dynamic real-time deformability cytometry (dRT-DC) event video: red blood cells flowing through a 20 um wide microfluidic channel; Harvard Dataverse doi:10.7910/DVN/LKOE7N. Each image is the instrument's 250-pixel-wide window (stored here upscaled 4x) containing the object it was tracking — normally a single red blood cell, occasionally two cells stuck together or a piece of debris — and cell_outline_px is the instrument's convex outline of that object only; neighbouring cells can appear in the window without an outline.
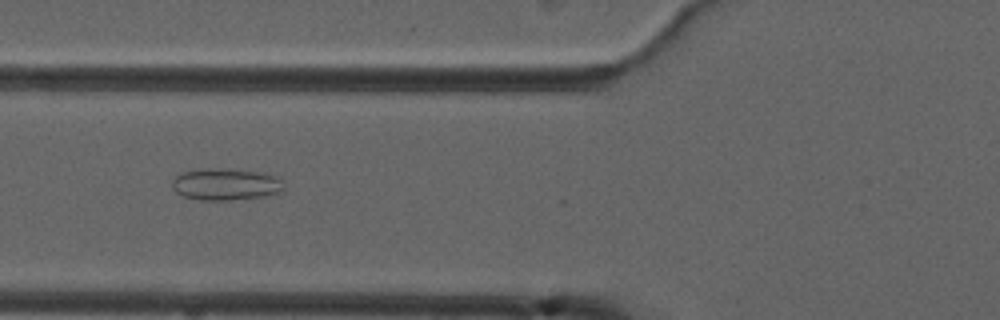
{"species": "common noctule bat (a hibernating species)", "species_latin": "Nyctalus noctula", "temperature_condition": "cold", "stored_images_in_passage": 4, "camera_frame_rate_fps": 3000, "um_per_image_px": 0.085, "animal": {"sex": "male", "forearm_length_mm": 52.5}, "frame": {"image": 1, "passage_image": 4, "time_ms": 3.667, "image_size_px": [1000, 320], "cell_outline_px": [[284, 188], [280, 192], [264, 196], [232, 200], [200, 200], [184, 196], [176, 192], [172, 188], [172, 180], [180, 172], [208, 168], [216, 168], [264, 172], [276, 176], [280, 180]], "centroid_in_image_um": [19.16, 15.66], "position_along_channel_um": 106.6, "area_um2": 20.75}}